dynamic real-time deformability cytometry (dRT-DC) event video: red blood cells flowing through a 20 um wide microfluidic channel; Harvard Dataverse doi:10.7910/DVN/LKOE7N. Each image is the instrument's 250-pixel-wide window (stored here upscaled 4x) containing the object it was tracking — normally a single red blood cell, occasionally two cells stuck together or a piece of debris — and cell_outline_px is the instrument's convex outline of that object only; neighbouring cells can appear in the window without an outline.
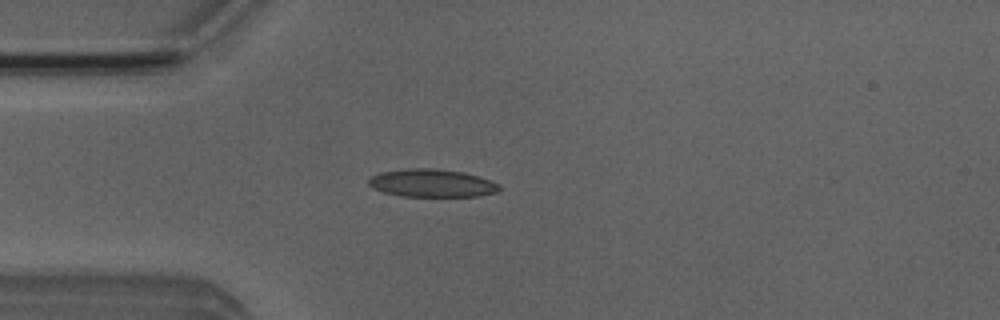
{"species": "Egyptian fruit bat (a non-hibernating species)", "species_latin": "Rousettus aegyptiacus", "temperature_condition": "room temperature", "stored_images_in_passage": 50, "camera_frame_rate_fps": 3000, "um_per_image_px": 0.085, "animal": {"sex": "male"}, "frame": {"image": 1, "passage_image": 12, "time_ms": 3.667, "image_size_px": [1000, 320], "cell_outline_px": [[500, 188], [496, 192], [480, 196], [400, 196], [384, 192], [372, 188], [368, 184], [368, 180], [372, 176], [380, 172], [408, 168], [432, 168], [464, 172], [500, 184]], "centroid_in_image_um": [36.68, 15.56], "position_along_channel_um": 48.3, "area_um2": 21.15}}
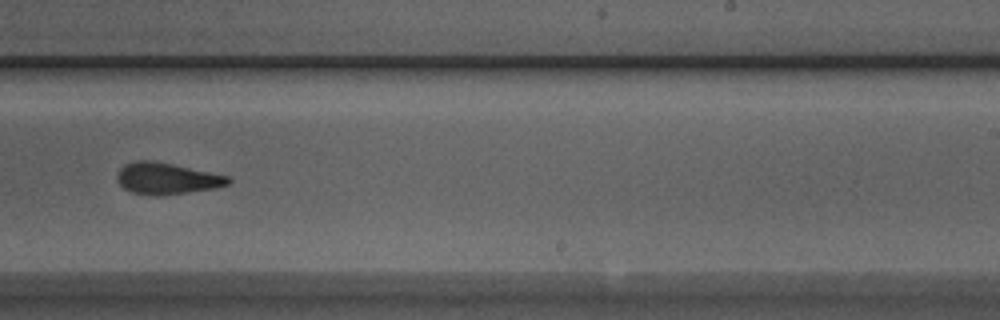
{"frame": {"image": 2, "passage_image": 30, "time_ms": 9.667, "image_size_px": [1000, 320], "cell_outline_px": [[232, 180], [228, 184], [216, 188], [160, 196], [132, 192], [124, 188], [116, 180], [116, 172], [124, 164], [136, 160], [152, 160], [172, 164], [228, 176]], "centroid_in_image_um": [14.14, 15.16], "position_along_channel_um": 274.9, "area_um2": 20.35}}
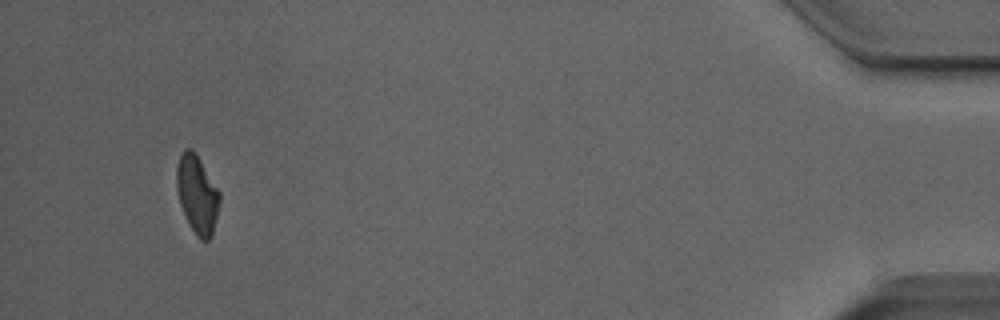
{"frame": {"image": 3, "passage_image": 47, "time_ms": 15.333, "image_size_px": [1000, 320], "cell_outline_px": [[220, 200], [212, 236], [208, 240], [200, 240], [196, 236], [188, 224], [180, 204], [176, 188], [176, 168], [180, 156], [184, 148], [192, 148], [200, 160], [220, 192]], "centroid_in_image_um": [16.75, 16.53], "position_along_channel_um": 418.5, "area_um2": 19.59}, "authors_computed_cell_mechanics": {"area_um2": 20.4034, "velocity_mm_per_s": 3.958, "shape_relaxation_time_tau1_ms": 10.0467, "shape_relaxation_time_tau2_ms": 2.2648, "deformation_change_tau1": 0.2288, "deformation_change_tau2": 0.0963}}